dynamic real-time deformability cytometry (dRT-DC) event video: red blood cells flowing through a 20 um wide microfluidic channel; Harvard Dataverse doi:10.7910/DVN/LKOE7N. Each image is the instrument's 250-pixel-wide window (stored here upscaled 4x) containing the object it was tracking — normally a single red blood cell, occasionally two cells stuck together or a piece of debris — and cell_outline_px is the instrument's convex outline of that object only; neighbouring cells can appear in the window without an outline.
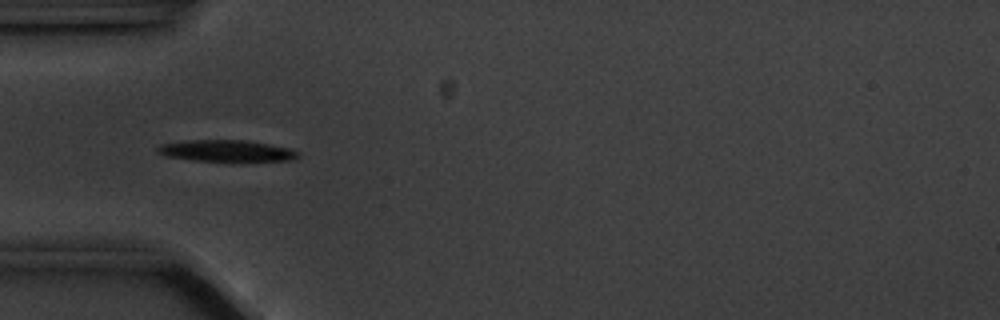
{"species": "common noctule bat (a hibernating species)", "species_latin": "Nyctalus noctula", "temperature_condition": "cold", "stored_images_in_passage": 38, "camera_frame_rate_fps": 3000, "um_per_image_px": 0.085, "animal": {"sex": "male", "body_mass_g": 20.1, "forearm_length_mm": 53.5}, "frame": {"image": 1, "passage_image": 1, "time_ms": 0.0, "image_size_px": [1000, 320], "cell_outline_px": [[300, 156], [288, 160], [192, 160], [164, 156], [156, 152], [156, 148], [160, 144], [184, 140], [248, 140], [288, 148], [300, 152]], "centroid_in_image_um": [19.16, 12.8], "position_along_channel_um": 65.8, "area_um2": 17.34}}